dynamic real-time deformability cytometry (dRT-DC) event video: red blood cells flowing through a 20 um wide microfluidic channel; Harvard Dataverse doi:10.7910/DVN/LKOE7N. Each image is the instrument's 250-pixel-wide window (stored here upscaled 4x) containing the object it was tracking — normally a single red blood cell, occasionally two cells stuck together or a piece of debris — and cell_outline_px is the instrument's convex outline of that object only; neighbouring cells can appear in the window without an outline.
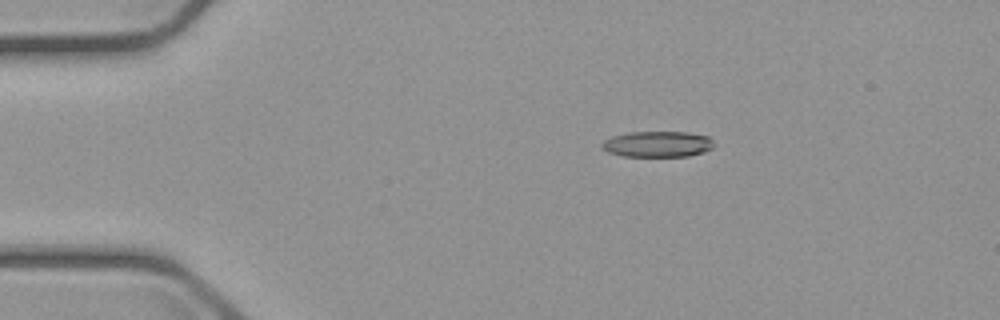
{"species": "common noctule bat (a hibernating species)", "species_latin": "Nyctalus noctula", "temperature_condition": "cold", "stored_images_in_passage": 3, "camera_frame_rate_fps": 3000, "um_per_image_px": 0.085, "animal": {"sex": "male", "body_mass_g": 23.1, "forearm_length_mm": 52.7}, "frame": {"image": 1, "passage_image": 2, "time_ms": 1.333, "image_size_px": [1000, 320], "cell_outline_px": [[716, 144], [712, 148], [704, 152], [688, 156], [624, 156], [608, 152], [600, 148], [600, 144], [604, 140], [612, 136], [628, 132], [688, 132], [708, 136]], "centroid_in_image_um": [55.89, 12.25], "position_along_channel_um": 29.1, "area_um2": 17.05}}